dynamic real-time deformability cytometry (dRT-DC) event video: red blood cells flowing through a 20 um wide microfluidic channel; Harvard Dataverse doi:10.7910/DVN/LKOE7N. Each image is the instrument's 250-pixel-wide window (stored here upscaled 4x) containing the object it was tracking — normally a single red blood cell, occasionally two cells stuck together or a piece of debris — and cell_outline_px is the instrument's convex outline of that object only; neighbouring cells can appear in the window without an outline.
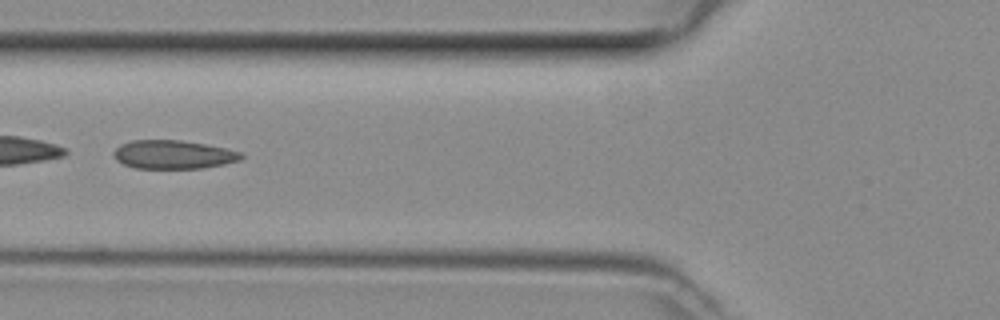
{"species": "common noctule bat (a hibernating species)", "species_latin": "Nyctalus noctula", "temperature_condition": "room temperature", "stored_images_in_passage": 11, "camera_frame_rate_fps": 3000, "um_per_image_px": 0.085, "animal": {"sex": "female", "body_mass_g": 29.2, "forearm_length_mm": 56.3}, "frame": {"image": 1, "passage_image": 8, "time_ms": 2.333, "image_size_px": [1000, 320], "cell_outline_px": [[244, 156], [240, 160], [224, 164], [204, 168], [136, 168], [124, 164], [116, 160], [112, 152], [120, 144], [132, 140], [180, 140], [228, 148], [244, 152]], "centroid_in_image_um": [14.76, 13.13], "position_along_channel_um": 111.0, "area_um2": 21.39}}